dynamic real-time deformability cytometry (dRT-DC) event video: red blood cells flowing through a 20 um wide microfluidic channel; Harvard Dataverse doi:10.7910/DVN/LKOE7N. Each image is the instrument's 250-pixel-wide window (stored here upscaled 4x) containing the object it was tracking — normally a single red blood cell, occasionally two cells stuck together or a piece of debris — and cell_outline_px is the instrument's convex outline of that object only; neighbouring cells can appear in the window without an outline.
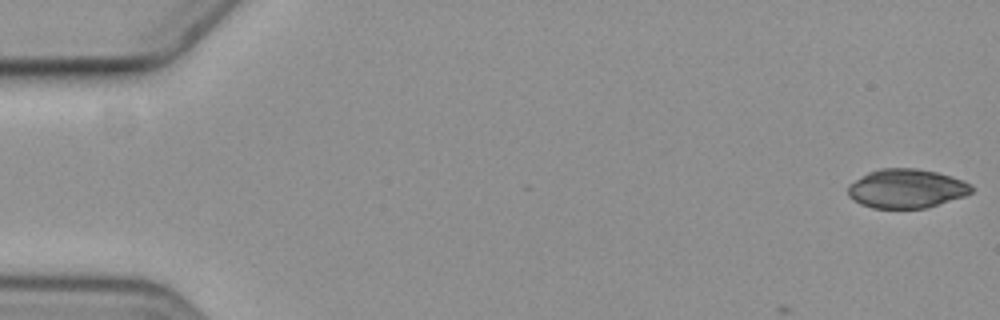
{"species": "common noctule bat (a hibernating species)", "species_latin": "Nyctalus noctula", "temperature_condition": "cold", "stored_images_in_passage": 10, "camera_frame_rate_fps": 3000, "um_per_image_px": 0.085, "animal": {"sex": "female", "body_mass_g": 19.3, "forearm_length_mm": 54.1}, "frame": {"image": 1, "passage_image": 1, "time_ms": 0.0, "image_size_px": [1000, 320], "cell_outline_px": [[972, 192], [964, 196], [924, 208], [872, 208], [860, 204], [848, 196], [848, 184], [868, 172], [880, 168], [916, 168], [936, 172], [952, 176], [964, 180], [972, 184]], "centroid_in_image_um": [77.04, 16.02], "position_along_channel_um": 8.0, "area_um2": 28.15}}